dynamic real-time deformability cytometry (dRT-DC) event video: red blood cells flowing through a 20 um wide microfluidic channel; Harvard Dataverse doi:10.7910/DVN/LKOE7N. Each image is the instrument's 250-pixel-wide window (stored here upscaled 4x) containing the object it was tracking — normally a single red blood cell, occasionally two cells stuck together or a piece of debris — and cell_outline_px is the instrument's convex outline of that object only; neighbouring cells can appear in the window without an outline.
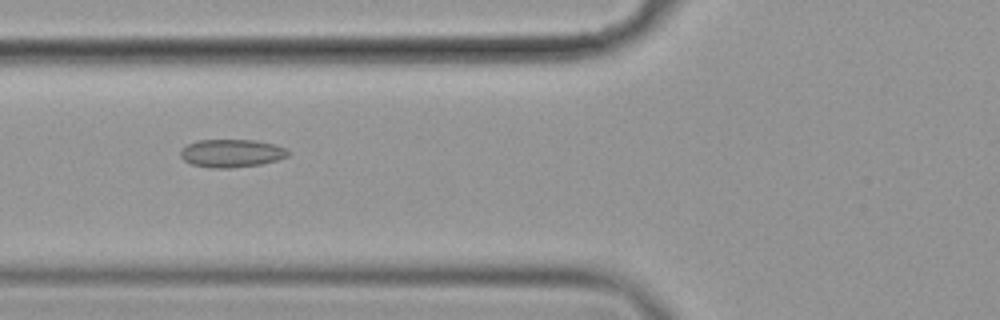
{"species": "common noctule bat (a hibernating species)", "species_latin": "Nyctalus noctula", "temperature_condition": "cold", "stored_images_in_passage": 15, "camera_frame_rate_fps": 3000, "um_per_image_px": 0.085, "animal": {"sex": "female", "body_mass_g": 19.9}, "frame": {"image": 1, "passage_image": 6, "time_ms": 1.667, "image_size_px": [1000, 320], "cell_outline_px": [[288, 156], [276, 160], [260, 164], [228, 168], [212, 168], [192, 164], [184, 160], [180, 156], [180, 152], [188, 144], [196, 140], [256, 140], [272, 144], [284, 148], [288, 152]], "centroid_in_image_um": [19.65, 13.02], "position_along_channel_um": 106.2, "area_um2": 17.28}}
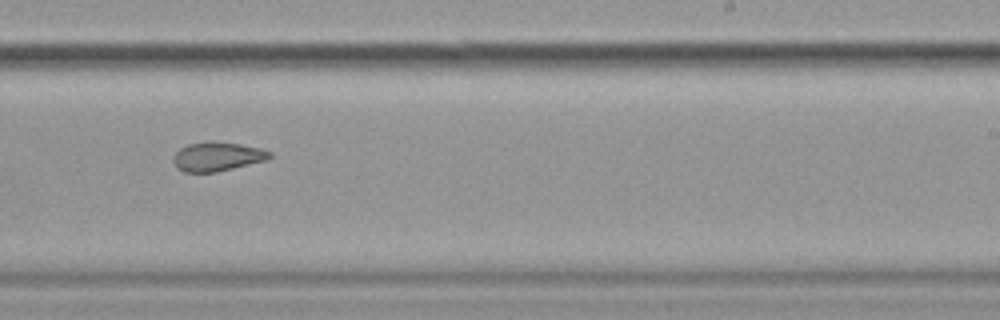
{"frame": {"image": 2, "passage_image": 10, "time_ms": 3.0, "image_size_px": [1000, 320], "cell_outline_px": [[272, 156], [268, 160], [216, 172], [184, 172], [176, 168], [172, 160], [176, 152], [180, 148], [188, 144], [240, 144], [260, 148], [272, 152]], "centroid_in_image_um": [18.49, 13.36], "position_along_channel_um": 270.5, "area_um2": 15.78}}
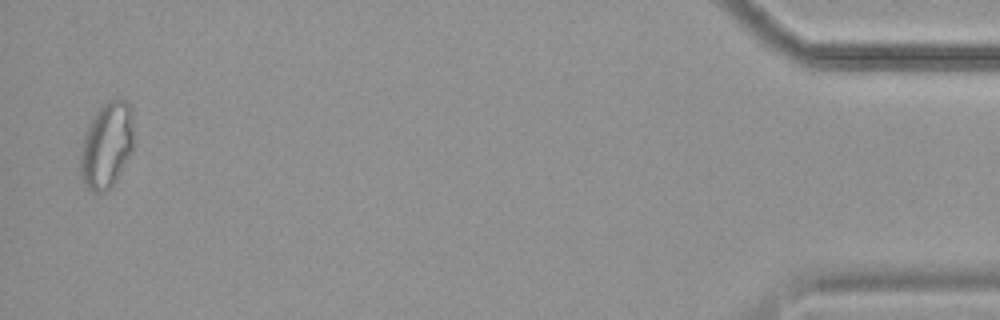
{"frame": {"image": 3, "passage_image": 15, "time_ms": 4.667, "image_size_px": [1000, 320], "cell_outline_px": [[132, 148], [116, 180], [104, 192], [92, 192], [84, 184], [80, 172], [80, 156], [84, 136], [88, 124], [100, 104], [104, 100], [128, 100], [132, 108]], "centroid_in_image_um": [9.05, 12.3], "position_along_channel_um": 426.2, "area_um2": 26.59}}